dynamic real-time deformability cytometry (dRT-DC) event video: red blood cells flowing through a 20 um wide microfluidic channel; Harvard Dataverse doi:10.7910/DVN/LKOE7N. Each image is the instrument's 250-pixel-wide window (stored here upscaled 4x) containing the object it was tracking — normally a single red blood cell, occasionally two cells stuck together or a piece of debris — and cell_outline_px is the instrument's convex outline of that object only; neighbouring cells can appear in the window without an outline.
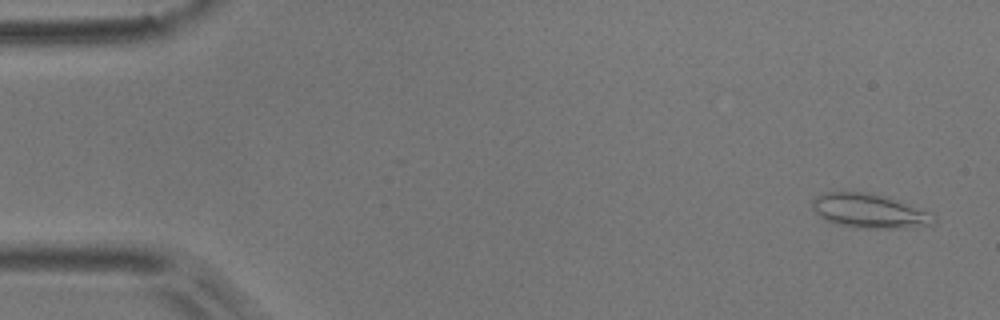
{"species": "common noctule bat (a hibernating species)", "species_latin": "Nyctalus noctula", "temperature_condition": "room temperature", "stored_images_in_passage": 7, "camera_frame_rate_fps": 3000, "um_per_image_px": 0.085, "animal": {"sex": "male", "body_mass_g": 17.9}, "frame": {"image": 1, "passage_image": 1, "time_ms": 0.0, "image_size_px": [1000, 320], "cell_outline_px": [[936, 220], [932, 224], [896, 228], [856, 228], [824, 220], [812, 208], [812, 200], [816, 196], [824, 192], [868, 192], [888, 196], [928, 212], [936, 216]], "centroid_in_image_um": [73.86, 17.92], "position_along_channel_um": 11.1, "area_um2": 24.1}}
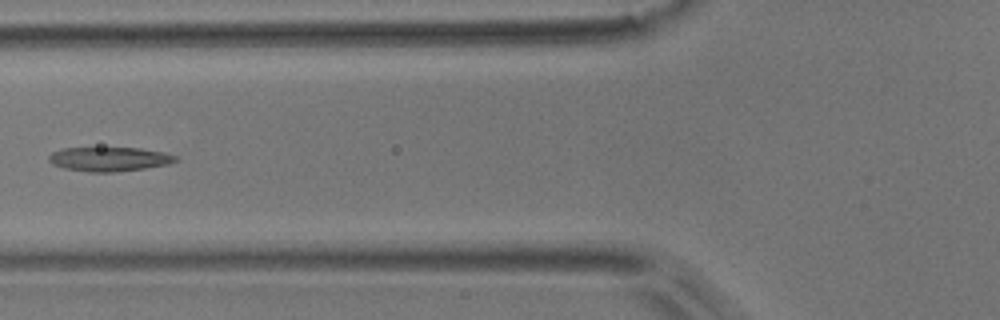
{"frame": {"image": 2, "passage_image": 6, "time_ms": 1.667, "image_size_px": [1000, 320], "cell_outline_px": [[180, 160], [168, 164], [144, 168], [112, 172], [88, 172], [64, 168], [52, 164], [48, 160], [48, 156], [52, 152], [64, 148], [140, 148], [164, 152], [176, 156]], "centroid_in_image_um": [9.28, 13.52], "position_along_channel_um": 116.5, "area_um2": 17.86}}
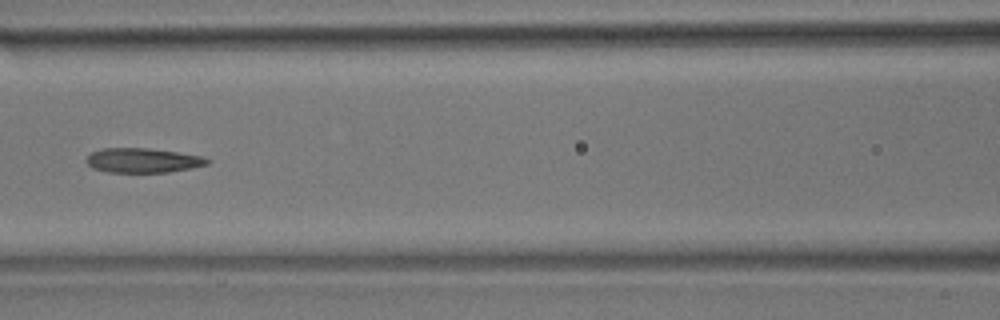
{"frame": {"image": 3, "passage_image": 7, "time_ms": 2.0, "image_size_px": [1000, 320], "cell_outline_px": [[212, 160], [208, 164], [192, 168], [168, 172], [108, 172], [92, 168], [84, 160], [92, 152], [104, 148], [148, 148], [204, 156]], "centroid_in_image_um": [12.16, 13.63], "position_along_channel_um": 154.4, "area_um2": 17.34}}